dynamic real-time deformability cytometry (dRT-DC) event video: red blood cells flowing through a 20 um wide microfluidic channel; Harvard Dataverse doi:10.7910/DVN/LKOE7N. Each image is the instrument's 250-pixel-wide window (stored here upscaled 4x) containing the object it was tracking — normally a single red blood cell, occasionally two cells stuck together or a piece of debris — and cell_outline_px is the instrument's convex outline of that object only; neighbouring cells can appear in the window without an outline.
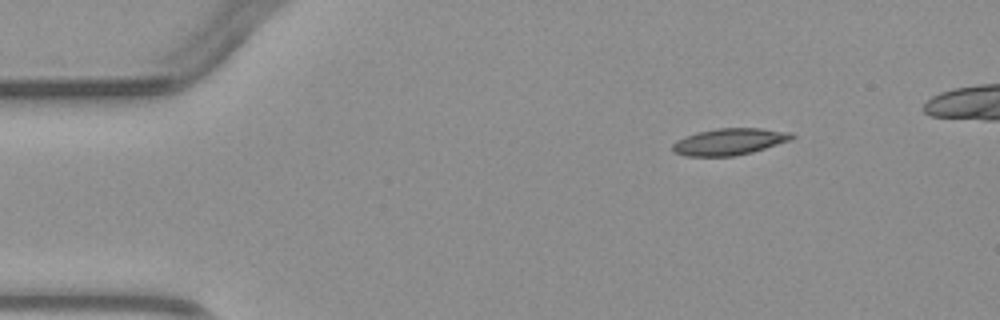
{"species": "common noctule bat (a hibernating species)", "species_latin": "Nyctalus noctula", "temperature_condition": "warm", "stored_images_in_passage": 4, "camera_frame_rate_fps": 3000, "um_per_image_px": 0.085, "animal": {"sex": "male", "body_mass_g": 23.1, "forearm_length_mm": 52.7}, "frame": {"image": 1, "passage_image": 1, "time_ms": 0.0, "image_size_px": [1000, 320], "cell_outline_px": [[796, 136], [792, 140], [752, 152], [732, 156], [684, 156], [672, 152], [672, 144], [676, 140], [696, 132], [716, 128], [760, 128], [792, 132]], "centroid_in_image_um": [61.99, 12.04], "position_along_channel_um": 23.0, "area_um2": 18.73}}